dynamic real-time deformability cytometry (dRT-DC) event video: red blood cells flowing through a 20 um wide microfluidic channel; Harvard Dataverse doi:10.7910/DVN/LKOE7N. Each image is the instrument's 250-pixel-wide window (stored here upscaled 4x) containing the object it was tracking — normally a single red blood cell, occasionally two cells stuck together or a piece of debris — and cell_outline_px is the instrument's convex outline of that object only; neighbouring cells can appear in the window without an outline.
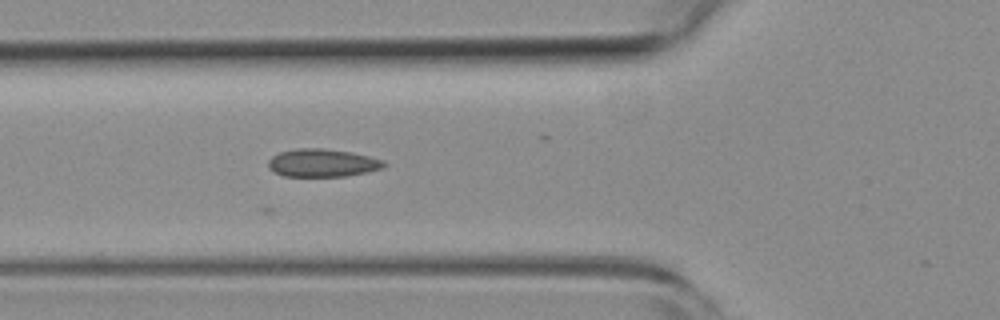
{"species": "common noctule bat (a hibernating species)", "species_latin": "Nyctalus noctula", "temperature_condition": "room temperature", "stored_images_in_passage": 20, "camera_frame_rate_fps": 3000, "um_per_image_px": 0.085, "animal": {"sex": "female", "body_mass_g": 19.3, "forearm_length_mm": 54.1}, "frame": {"image": 1, "passage_image": 4, "time_ms": 1.0, "image_size_px": [1000, 320], "cell_outline_px": [[388, 164], [380, 168], [364, 172], [344, 176], [284, 176], [272, 172], [268, 168], [268, 160], [272, 156], [280, 152], [296, 148], [320, 148], [352, 152], [384, 160]], "centroid_in_image_um": [27.35, 13.84], "position_along_channel_um": 98.4, "area_um2": 18.79}}
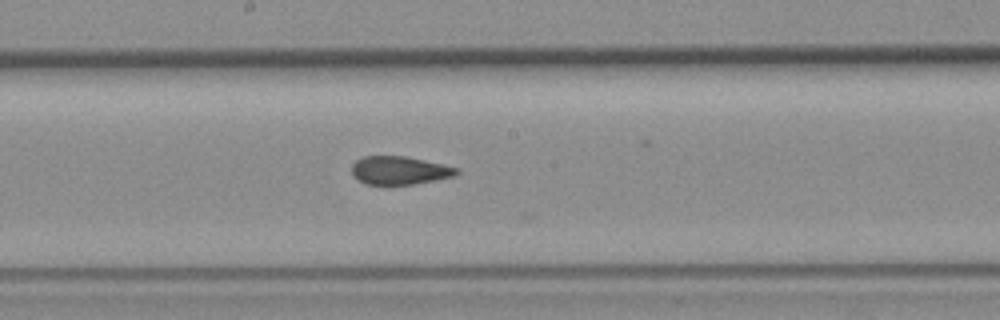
{"frame": {"image": 2, "passage_image": 13, "time_ms": 4.0, "image_size_px": [1000, 320], "cell_outline_px": [[460, 172], [452, 176], [436, 180], [412, 184], [364, 184], [352, 176], [352, 164], [360, 156], [404, 156], [424, 160], [460, 168]], "centroid_in_image_um": [33.93, 14.48], "position_along_channel_um": 214.3, "area_um2": 17.28}}
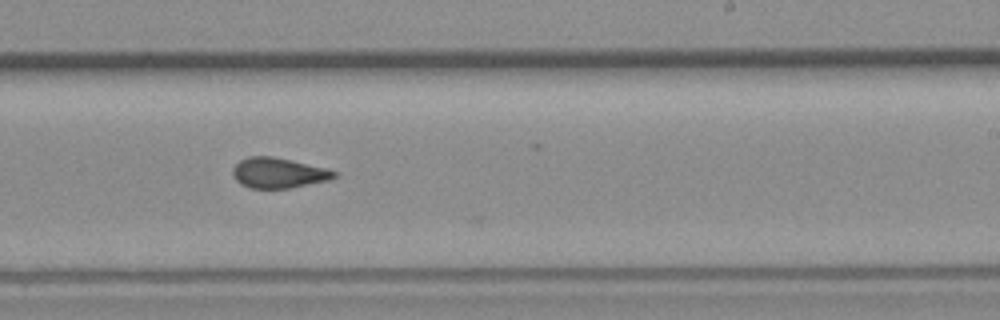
{"frame": {"image": 3, "passage_image": 17, "time_ms": 5.333, "image_size_px": [1000, 320], "cell_outline_px": [[336, 176], [328, 180], [288, 188], [252, 188], [240, 184], [236, 180], [232, 172], [232, 168], [240, 160], [248, 156], [272, 156], [328, 168], [336, 172]], "centroid_in_image_um": [23.64, 14.68], "position_along_channel_um": 265.4, "area_um2": 17.8}}